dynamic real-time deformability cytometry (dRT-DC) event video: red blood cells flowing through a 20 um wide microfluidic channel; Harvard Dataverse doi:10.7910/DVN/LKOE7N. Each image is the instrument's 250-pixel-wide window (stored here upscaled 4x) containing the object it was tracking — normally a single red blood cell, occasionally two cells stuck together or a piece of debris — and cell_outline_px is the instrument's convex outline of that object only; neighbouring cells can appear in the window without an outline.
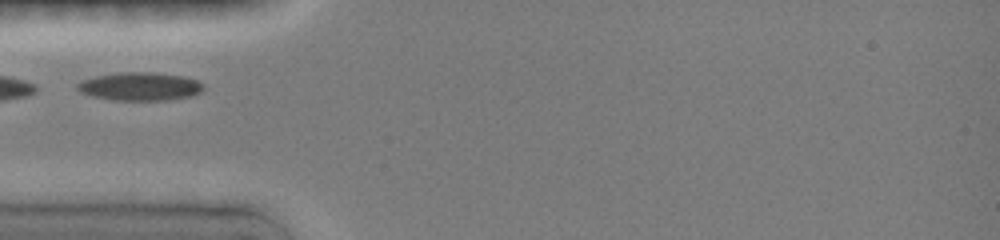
{"species": "common noctule bat (a hibernating species)", "species_latin": "Nyctalus noctula", "temperature_condition": "room temperature", "stored_images_in_passage": 6, "camera_frame_rate_fps": 3000, "um_per_image_px": 0.085, "animal": {"sex": "female", "body_mass_g": 19.0, "forearm_length_mm": 51.5}, "frame": {"image": 1, "passage_image": 4, "time_ms": 2.667, "image_size_px": [1000, 240], "cell_outline_px": [[204, 88], [188, 96], [164, 100], [112, 100], [92, 96], [80, 92], [76, 88], [76, 84], [84, 80], [96, 76], [116, 72], [156, 72], [184, 76], [196, 80]], "centroid_in_image_um": [11.82, 7.33], "position_along_channel_um": 73.2, "area_um2": 20.52}}